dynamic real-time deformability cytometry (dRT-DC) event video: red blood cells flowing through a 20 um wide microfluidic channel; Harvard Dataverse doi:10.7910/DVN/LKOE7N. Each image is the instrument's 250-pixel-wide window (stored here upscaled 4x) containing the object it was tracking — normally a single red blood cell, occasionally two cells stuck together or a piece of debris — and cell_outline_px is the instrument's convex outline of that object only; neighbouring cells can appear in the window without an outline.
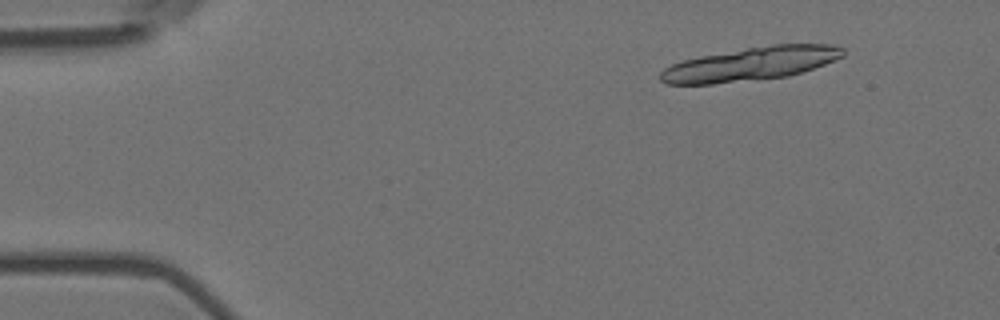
{"species": "Egyptian fruit bat (a non-hibernating species)", "species_latin": "Rousettus aegyptiacus", "temperature_condition": "room temperature", "stored_images_in_passage": 8, "camera_frame_rate_fps": 3000, "um_per_image_px": 0.085, "animal": {"sex": "female"}, "frame": {"image": 1, "passage_image": 2, "time_ms": 0.333, "image_size_px": [1000, 320], "cell_outline_px": [[844, 56], [824, 64], [788, 76], [712, 84], [664, 84], [660, 80], [660, 72], [664, 68], [672, 64], [684, 60], [700, 56], [772, 44], [832, 44], [844, 48]], "centroid_in_image_um": [63.8, 5.43], "position_along_channel_um": 21.2, "area_um2": 35.32}}
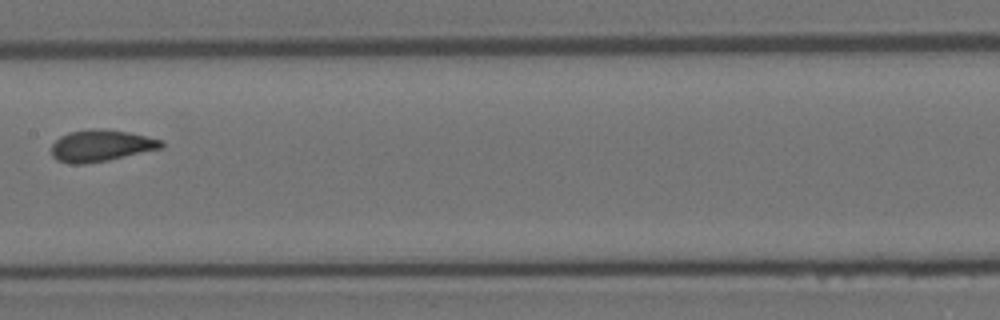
{"frame": {"image": 2, "passage_image": 8, "time_ms": 2.333, "image_size_px": [1000, 320], "cell_outline_px": [[164, 148], [108, 160], [80, 164], [72, 164], [56, 160], [52, 156], [52, 144], [60, 136], [68, 132], [100, 128], [128, 132], [164, 140]], "centroid_in_image_um": [8.61, 12.38], "position_along_channel_um": 198.8, "area_um2": 20.29}}